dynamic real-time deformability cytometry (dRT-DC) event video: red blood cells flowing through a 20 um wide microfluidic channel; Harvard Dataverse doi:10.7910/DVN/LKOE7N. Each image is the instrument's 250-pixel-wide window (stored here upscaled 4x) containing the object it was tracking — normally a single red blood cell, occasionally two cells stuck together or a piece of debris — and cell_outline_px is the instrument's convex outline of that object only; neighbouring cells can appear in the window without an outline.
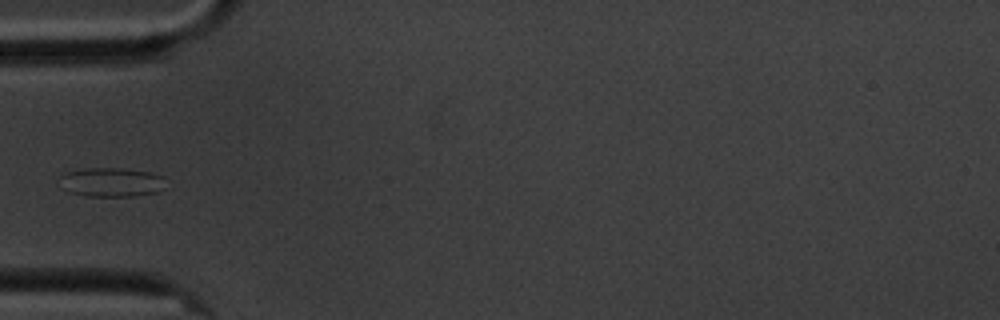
{"species": "common noctule bat (a hibernating species)", "species_latin": "Nyctalus noctula", "temperature_condition": "cold", "stored_images_in_passage": 39, "camera_frame_rate_fps": 3000, "um_per_image_px": 0.085, "animal": {"sex": "male", "body_mass_g": 20.1, "forearm_length_mm": 53.5}, "frame": {"image": 1, "passage_image": 1, "time_ms": 0.0, "image_size_px": [1000, 320], "cell_outline_px": [[164, 188], [156, 192], [132, 196], [88, 196], [72, 192], [64, 188], [60, 176], [64, 172], [88, 168], [120, 168], [148, 172], [164, 176]], "centroid_in_image_um": [9.5, 15.48], "position_along_channel_um": 75.5, "area_um2": 17.74}}
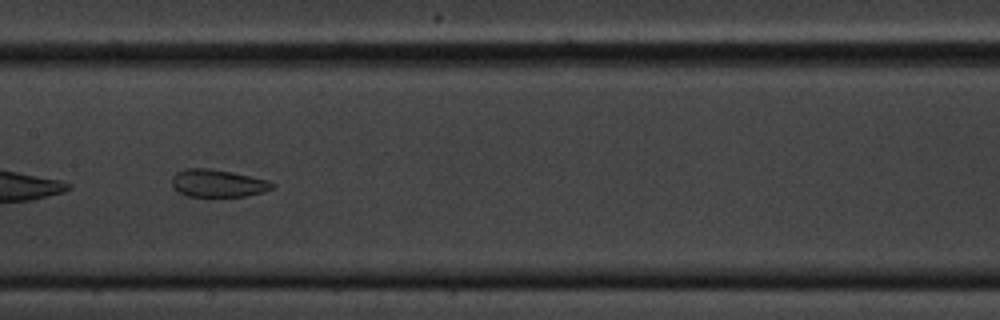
{"frame": {"image": 2, "passage_image": 11, "time_ms": 3.333, "image_size_px": [1000, 320], "cell_outline_px": [[276, 184], [272, 188], [264, 192], [248, 196], [188, 196], [176, 192], [172, 184], [172, 176], [176, 172], [184, 168], [208, 168], [232, 172], [268, 180]], "centroid_in_image_um": [18.5, 15.57], "position_along_channel_um": 188.9, "area_um2": 16.24}}
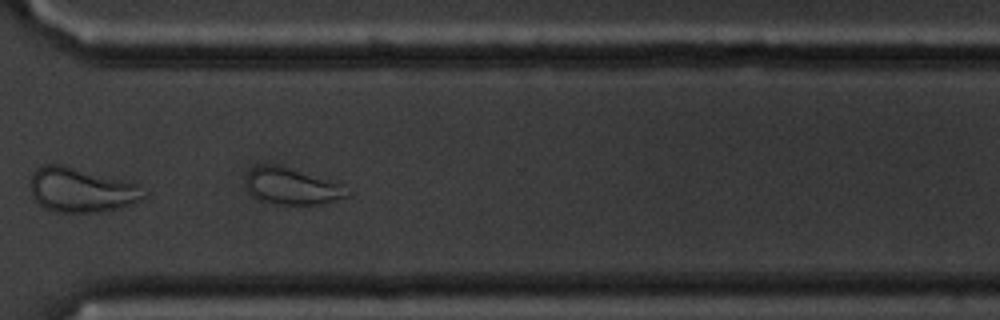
{"frame": {"image": 3, "passage_image": 25, "time_ms": 8.0, "image_size_px": [1000, 320], "cell_outline_px": [[352, 192], [348, 196], [324, 204], [284, 204], [260, 200], [252, 196], [248, 192], [248, 172], [252, 168], [260, 164], [276, 164], [340, 184]], "centroid_in_image_um": [24.82, 15.84], "position_along_channel_um": 345.8, "area_um2": 21.1}}